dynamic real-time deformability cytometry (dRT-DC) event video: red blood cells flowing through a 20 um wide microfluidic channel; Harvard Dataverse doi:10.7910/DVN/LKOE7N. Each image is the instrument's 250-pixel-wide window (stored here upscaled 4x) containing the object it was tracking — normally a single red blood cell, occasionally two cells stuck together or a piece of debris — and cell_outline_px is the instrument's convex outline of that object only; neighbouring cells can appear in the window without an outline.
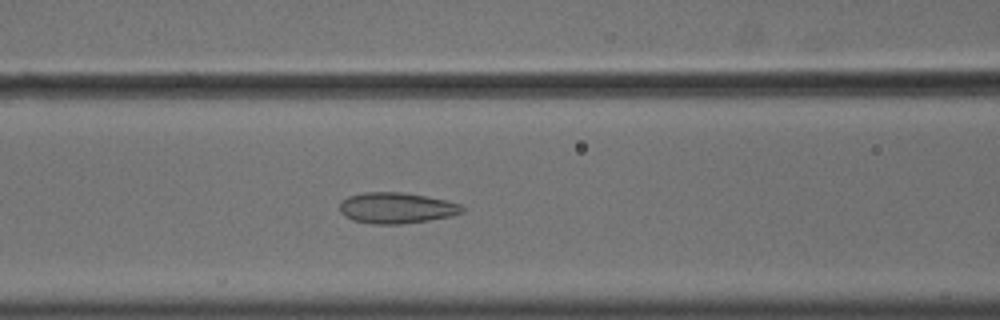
{"species": "common noctule bat (a hibernating species)", "species_latin": "Nyctalus noctula", "temperature_condition": "cold", "stored_images_in_passage": 57, "camera_frame_rate_fps": 3000, "um_per_image_px": 0.085, "animal": {"sex": "male", "body_mass_g": 18.8}, "frame": {"image": 1, "passage_image": 25, "time_ms": 8.0, "image_size_px": [1000, 320], "cell_outline_px": [[464, 212], [452, 216], [428, 220], [400, 224], [372, 224], [352, 220], [344, 216], [340, 212], [340, 204], [348, 196], [364, 192], [400, 192], [424, 196], [444, 200], [460, 204], [464, 208]], "centroid_in_image_um": [33.68, 17.68], "position_along_channel_um": 132.9, "area_um2": 21.96}}
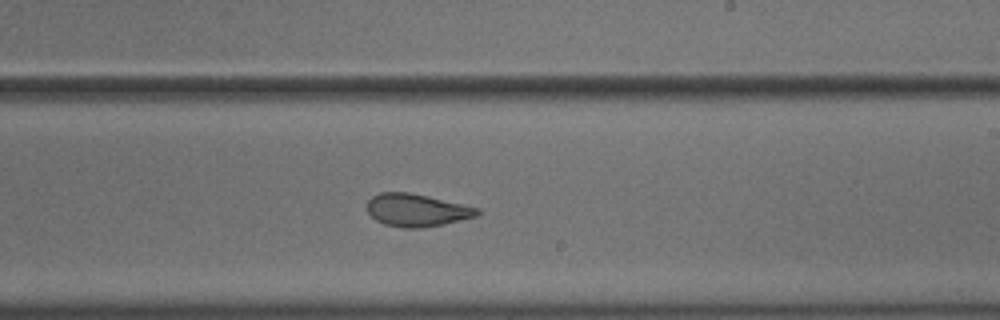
{"frame": {"image": 2, "passage_image": 35, "time_ms": 11.333, "image_size_px": [1000, 320], "cell_outline_px": [[480, 212], [476, 216], [444, 224], [420, 228], [404, 228], [384, 224], [376, 220], [368, 212], [368, 200], [372, 196], [380, 192], [408, 192], [428, 196], [480, 208]], "centroid_in_image_um": [35.42, 17.86], "position_along_channel_um": 253.6, "area_um2": 20.87}}
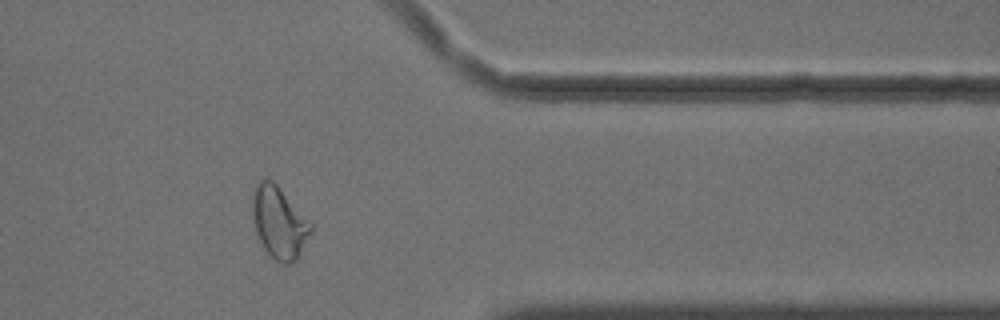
{"frame": {"image": 3, "passage_image": 47, "time_ms": 15.333, "image_size_px": [1000, 320], "cell_outline_px": [[312, 232], [296, 260], [292, 264], [280, 264], [264, 248], [256, 232], [252, 216], [252, 188], [260, 180], [272, 180], [276, 184], [312, 224]], "centroid_in_image_um": [23.71, 18.92], "position_along_channel_um": 387.7, "area_um2": 24.28}, "authors_computed_cell_mechanics": {"area_um2": 24.9118, "velocity_mm_per_s": 3.618, "shape_relaxation_time_tau1_ms": 4.0697, "shape_relaxation_time_tau2_ms": 1.2496, "deformation_change_tau1": 0.1155, "deformation_change_tau2": 0.0771}}